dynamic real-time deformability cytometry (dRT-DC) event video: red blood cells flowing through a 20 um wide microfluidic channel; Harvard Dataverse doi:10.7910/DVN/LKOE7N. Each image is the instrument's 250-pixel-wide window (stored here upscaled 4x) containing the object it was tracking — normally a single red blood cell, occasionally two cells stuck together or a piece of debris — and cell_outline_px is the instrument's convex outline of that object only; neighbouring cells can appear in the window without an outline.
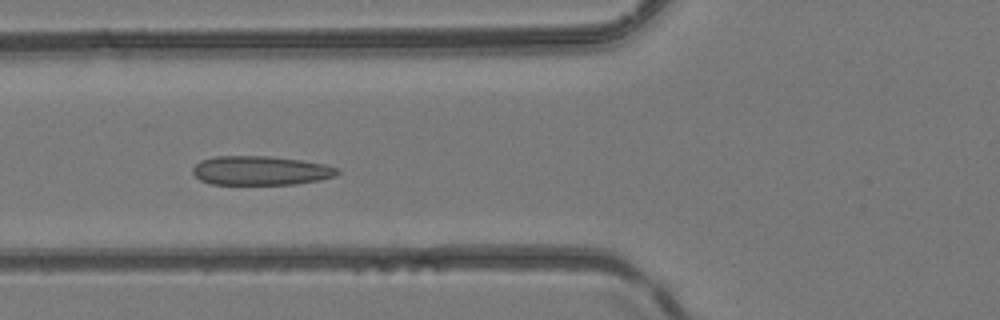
{"species": "common noctule bat (a hibernating species)", "species_latin": "Nyctalus noctula", "temperature_condition": "room temperature", "stored_images_in_passage": 5, "camera_frame_rate_fps": 3000, "um_per_image_px": 0.085, "animal": {"sex": "female", "body_mass_g": 24.6, "forearm_length_mm": 56.2}, "frame": {"image": 1, "passage_image": 5, "time_ms": 1.333, "image_size_px": [1000, 320], "cell_outline_px": [[340, 172], [336, 176], [320, 180], [292, 184], [212, 184], [200, 180], [192, 172], [192, 168], [200, 160], [216, 156], [268, 156], [300, 160], [324, 164], [340, 168]], "centroid_in_image_um": [22.16, 14.49], "position_along_channel_um": 103.6, "area_um2": 24.57}}